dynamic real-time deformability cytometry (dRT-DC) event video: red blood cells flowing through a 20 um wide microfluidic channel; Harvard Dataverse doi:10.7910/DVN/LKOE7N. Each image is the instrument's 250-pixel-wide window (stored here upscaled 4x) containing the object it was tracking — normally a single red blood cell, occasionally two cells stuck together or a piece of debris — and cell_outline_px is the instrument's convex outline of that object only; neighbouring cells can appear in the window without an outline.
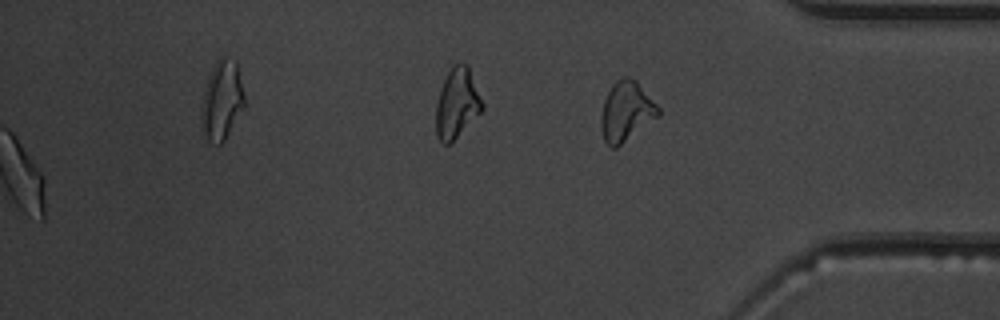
{"species": "common noctule bat (a hibernating species)", "species_latin": "Nyctalus noctula", "temperature_condition": "warm", "stored_images_in_passage": 53, "segment_of_instrument_passage": [2, 2], "camera_frame_rate_fps": 3000, "um_per_image_px": 0.085, "animal": {"sex": "male", "body_mass_g": 19.5, "forearm_length_mm": 54.6}, "frame": {"image": 1, "passage_image": 53, "time_ms": 17.333, "image_size_px": [1000, 320], "cell_outline_px": [[660, 116], [616, 148], [612, 148], [604, 140], [600, 128], [600, 116], [604, 100], [612, 84], [616, 80], [624, 76], [628, 76], [636, 80], [660, 108]], "centroid_in_image_um": [53.23, 9.47], "position_along_channel_um": 382.0, "area_um2": 20.11}}